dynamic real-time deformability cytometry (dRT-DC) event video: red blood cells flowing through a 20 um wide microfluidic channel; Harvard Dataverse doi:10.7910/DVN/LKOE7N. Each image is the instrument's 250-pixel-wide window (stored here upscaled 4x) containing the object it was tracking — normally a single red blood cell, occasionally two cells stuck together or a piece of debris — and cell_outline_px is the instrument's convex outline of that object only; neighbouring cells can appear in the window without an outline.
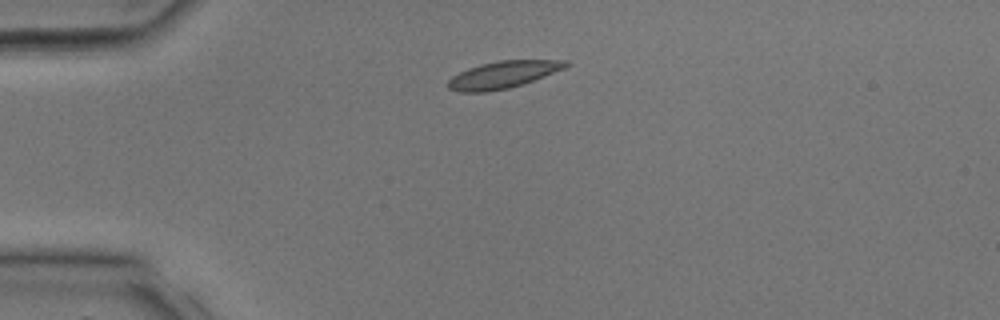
{"species": "common noctule bat (a hibernating species)", "species_latin": "Nyctalus noctula", "temperature_condition": "room temperature", "stored_images_in_passage": 26, "camera_frame_rate_fps": 3000, "um_per_image_px": 0.085, "animal": {"sex": "male", "body_mass_g": 17.9, "forearm_length_mm": 54.2}, "frame": {"image": 1, "passage_image": 1, "time_ms": 0.0, "image_size_px": [1000, 320], "cell_outline_px": [[572, 64], [564, 68], [524, 84], [508, 88], [484, 92], [460, 92], [448, 88], [448, 80], [452, 76], [468, 68], [480, 64], [500, 60], [568, 60]], "centroid_in_image_um": [42.77, 6.34], "position_along_channel_um": 42.2, "area_um2": 18.55}}
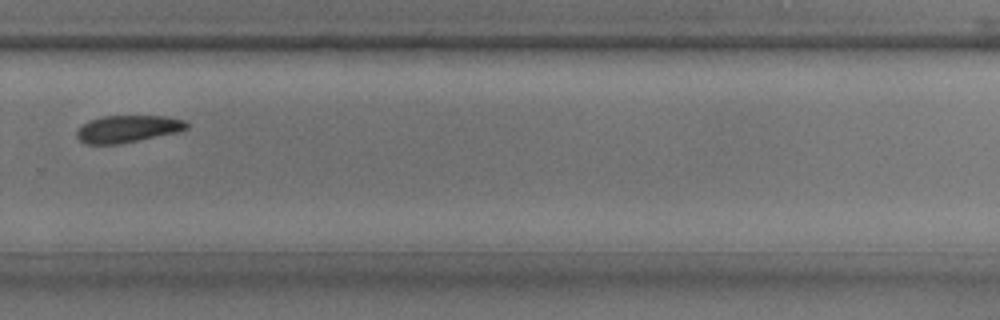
{"frame": {"image": 2, "passage_image": 16, "time_ms": 5.0, "image_size_px": [1000, 320], "cell_outline_px": [[188, 128], [180, 132], [120, 144], [84, 144], [76, 136], [76, 132], [88, 120], [104, 116], [168, 116], [184, 120], [188, 124]], "centroid_in_image_um": [10.88, 10.96], "position_along_channel_um": 318.9, "area_um2": 17.51}}
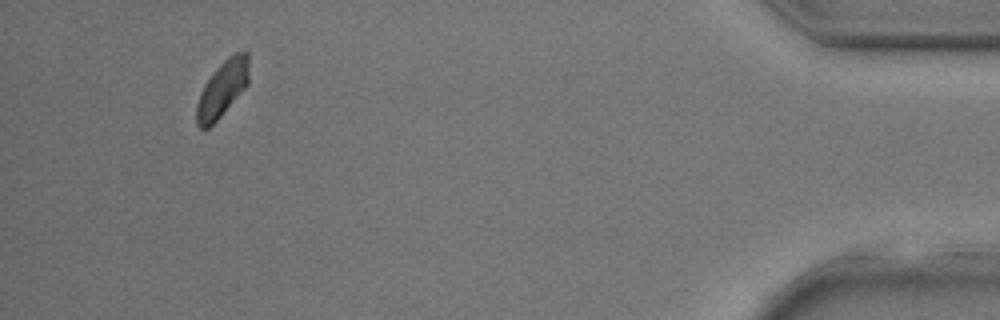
{"frame": {"image": 3, "passage_image": 24, "time_ms": 7.667, "image_size_px": [1000, 320], "cell_outline_px": [[248, 84], [220, 116], [208, 128], [200, 128], [196, 124], [196, 104], [200, 92], [204, 84], [216, 68], [228, 56], [236, 52], [248, 52]], "centroid_in_image_um": [18.87, 7.54], "position_along_channel_um": 416.3, "area_um2": 16.88}}